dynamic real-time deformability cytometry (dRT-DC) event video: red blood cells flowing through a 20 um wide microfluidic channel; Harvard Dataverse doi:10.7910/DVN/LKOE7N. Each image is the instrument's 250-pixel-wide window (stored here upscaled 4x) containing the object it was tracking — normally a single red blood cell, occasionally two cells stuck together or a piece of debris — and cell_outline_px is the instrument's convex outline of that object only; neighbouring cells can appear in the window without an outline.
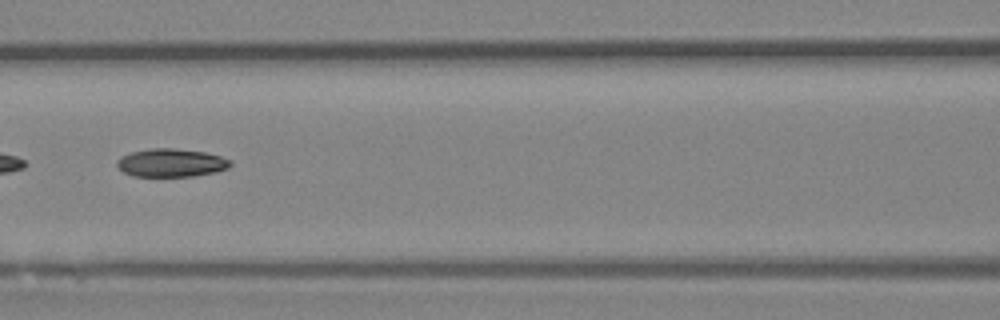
{"species": "Egyptian fruit bat (a non-hibernating species)", "species_latin": "Rousettus aegyptiacus", "temperature_condition": "room temperature", "stored_images_in_passage": 28, "segment_of_instrument_passage": [2, 2], "camera_frame_rate_fps": 3000, "um_per_image_px": 0.085, "animal": {"sex": "female"}, "frame": {"image": 1, "passage_image": 23, "time_ms": 7.333, "image_size_px": [1000, 320], "cell_outline_px": [[232, 164], [228, 168], [216, 172], [192, 176], [132, 176], [124, 172], [116, 164], [116, 160], [120, 156], [132, 152], [152, 148], [176, 148], [204, 152], [220, 156], [232, 160]], "centroid_in_image_um": [14.56, 13.83], "position_along_channel_um": 152.0, "area_um2": 18.67}}
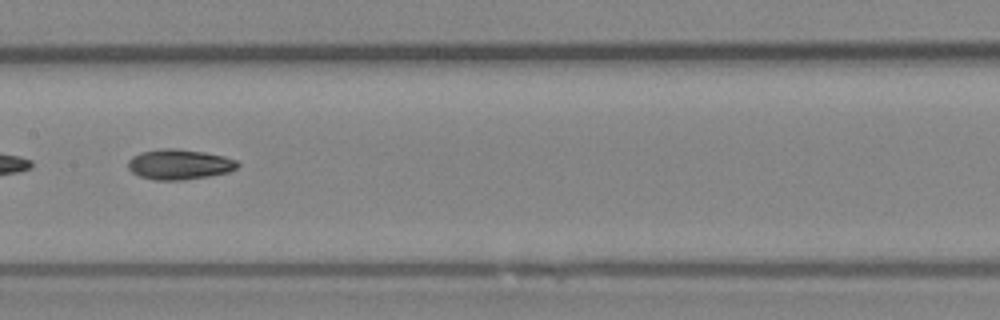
{"frame": {"image": 2, "passage_image": 26, "time_ms": 8.333, "image_size_px": [1000, 320], "cell_outline_px": [[240, 164], [236, 168], [228, 172], [208, 176], [184, 180], [156, 180], [140, 176], [132, 172], [128, 168], [128, 160], [132, 156], [140, 152], [160, 148], [176, 148], [204, 152], [224, 156], [236, 160]], "centroid_in_image_um": [15.22, 13.96], "position_along_channel_um": 192.2, "area_um2": 19.36}}